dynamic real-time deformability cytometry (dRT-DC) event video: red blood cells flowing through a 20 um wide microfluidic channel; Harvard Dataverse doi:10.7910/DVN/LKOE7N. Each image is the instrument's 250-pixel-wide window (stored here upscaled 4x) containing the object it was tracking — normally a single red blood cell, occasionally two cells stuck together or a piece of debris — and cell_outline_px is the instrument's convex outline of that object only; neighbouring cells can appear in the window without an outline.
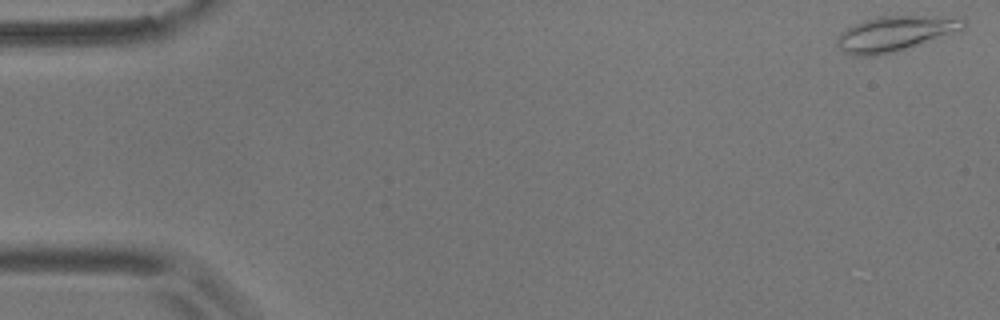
{"species": "common noctule bat (a hibernating species)", "species_latin": "Nyctalus noctula", "temperature_condition": "room temperature", "stored_images_in_passage": 26, "camera_frame_rate_fps": 3000, "um_per_image_px": 0.085, "animal": {"sex": "male", "body_mass_g": 17.9}, "frame": {"image": 1, "passage_image": 1, "time_ms": 0.0, "image_size_px": [1000, 320], "cell_outline_px": [[968, 24], [960, 32], [952, 36], [896, 52], [876, 56], [852, 56], [844, 52], [836, 44], [836, 36], [840, 32], [852, 24], [864, 20], [880, 16], [940, 16], [964, 20]], "centroid_in_image_um": [76.12, 2.88], "position_along_channel_um": 8.9, "area_um2": 26.7}}
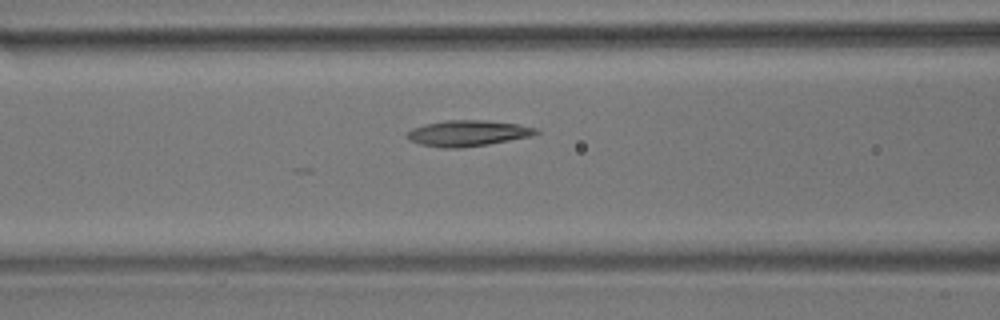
{"frame": {"image": 2, "passage_image": 22, "time_ms": 7.0, "image_size_px": [1000, 320], "cell_outline_px": [[540, 132], [532, 136], [488, 144], [460, 148], [444, 148], [420, 144], [408, 140], [404, 136], [404, 132], [412, 128], [424, 124], [448, 120], [488, 120], [516, 124], [536, 128]], "centroid_in_image_um": [39.7, 11.32], "position_along_channel_um": 126.9, "area_um2": 19.59}}
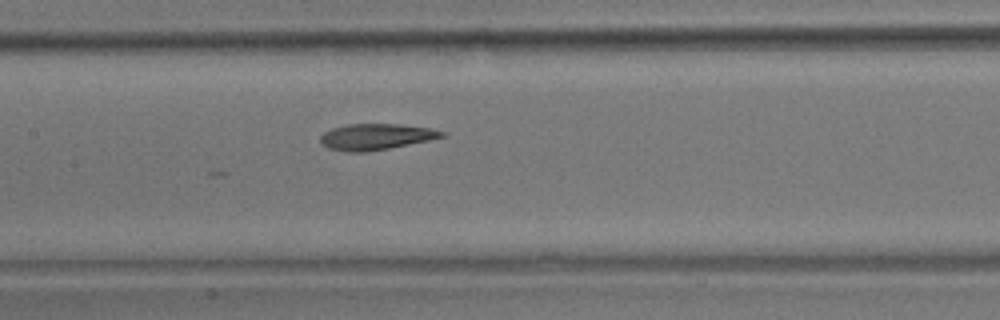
{"frame": {"image": 3, "passage_image": 26, "time_ms": 8.333, "image_size_px": [1000, 320], "cell_outline_px": [[448, 136], [368, 152], [344, 152], [328, 148], [320, 144], [320, 136], [324, 132], [332, 128], [348, 124], [396, 124], [432, 128], [444, 132]], "centroid_in_image_um": [31.92, 11.63], "position_along_channel_um": 175.5, "area_um2": 18.5}}